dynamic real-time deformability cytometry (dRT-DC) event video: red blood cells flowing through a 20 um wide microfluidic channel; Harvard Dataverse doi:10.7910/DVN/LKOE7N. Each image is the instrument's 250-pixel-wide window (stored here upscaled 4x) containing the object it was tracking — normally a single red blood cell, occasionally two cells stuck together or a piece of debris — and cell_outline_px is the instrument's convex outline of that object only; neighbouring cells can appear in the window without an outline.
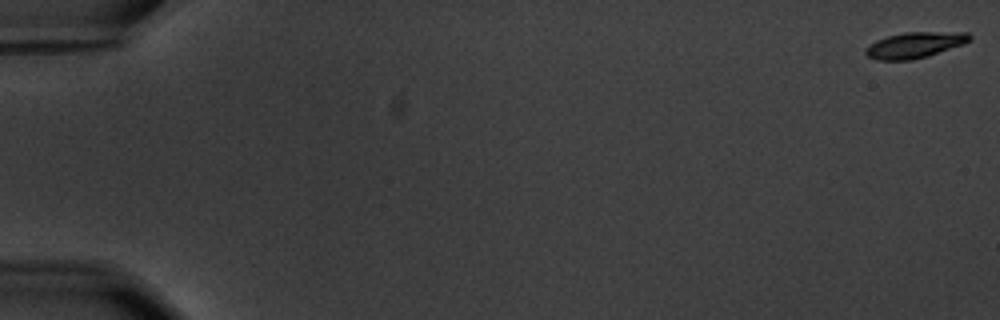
{"species": "common noctule bat (a hibernating species)", "species_latin": "Nyctalus noctula", "temperature_condition": "warm", "stored_images_in_passage": 16, "camera_frame_rate_fps": 3000, "um_per_image_px": 0.085, "animal": {"sex": "male", "body_mass_g": 20.1, "forearm_length_mm": 53.5}, "frame": {"image": 1, "passage_image": 1, "time_ms": 0.0, "image_size_px": [1000, 320], "cell_outline_px": [[972, 40], [964, 44], [928, 56], [912, 60], [876, 60], [868, 56], [864, 52], [864, 48], [876, 40], [888, 36], [904, 32], [968, 32], [972, 36]], "centroid_in_image_um": [77.77, 3.82], "position_along_channel_um": 7.2, "area_um2": 15.84}}
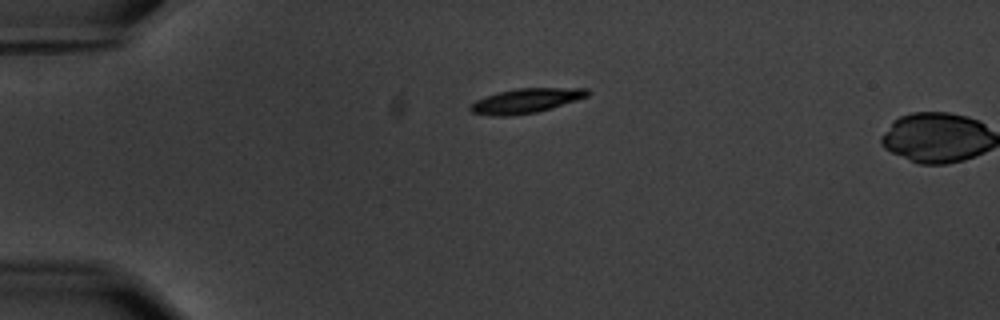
{"frame": {"image": 2, "passage_image": 15, "time_ms": 4.667, "image_size_px": [1000, 320], "cell_outline_px": [[592, 92], [588, 96], [552, 108], [536, 112], [512, 116], [492, 116], [472, 112], [468, 108], [476, 100], [496, 92], [516, 88], [588, 88]], "centroid_in_image_um": [44.72, 8.56], "position_along_channel_um": 40.3, "area_um2": 16.88}}